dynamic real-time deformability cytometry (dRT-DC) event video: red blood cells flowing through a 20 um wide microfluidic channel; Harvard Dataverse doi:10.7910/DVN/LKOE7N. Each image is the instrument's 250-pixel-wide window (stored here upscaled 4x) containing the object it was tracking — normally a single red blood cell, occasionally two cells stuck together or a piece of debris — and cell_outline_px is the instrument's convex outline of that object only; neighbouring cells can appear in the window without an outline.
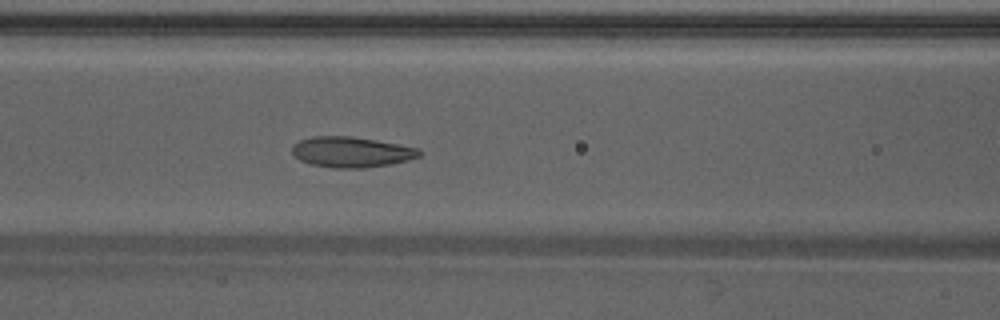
{"species": "Egyptian fruit bat (a non-hibernating species)", "species_latin": "Rousettus aegyptiacus", "temperature_condition": "warm", "stored_images_in_passage": 36, "camera_frame_rate_fps": 3000, "um_per_image_px": 0.085, "animal": {"sex": "male"}, "frame": {"image": 1, "passage_image": 7, "time_ms": 2.0, "image_size_px": [1000, 320], "cell_outline_px": [[424, 152], [420, 156], [408, 160], [392, 164], [364, 168], [332, 168], [308, 164], [300, 160], [292, 152], [292, 144], [300, 140], [312, 136], [352, 136], [376, 140], [420, 148]], "centroid_in_image_um": [29.88, 12.92], "position_along_channel_um": 136.7, "area_um2": 22.95}}
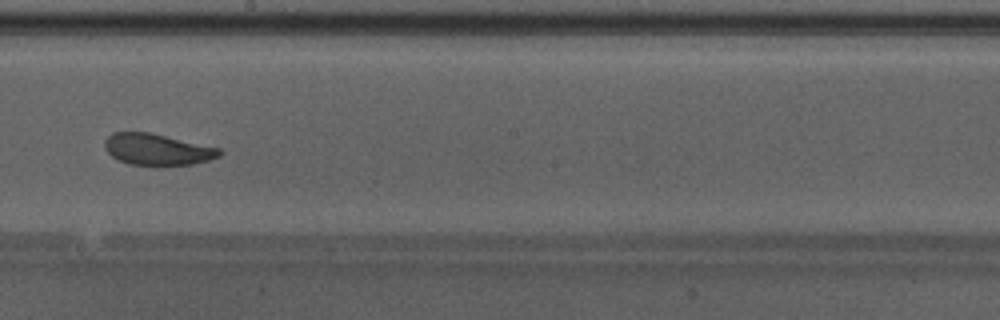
{"frame": {"image": 2, "passage_image": 14, "time_ms": 4.333, "image_size_px": [1000, 320], "cell_outline_px": [[224, 152], [220, 156], [208, 160], [192, 164], [156, 168], [128, 164], [116, 160], [108, 152], [104, 144], [104, 140], [112, 132], [148, 132], [220, 148]], "centroid_in_image_um": [13.36, 12.75], "position_along_channel_um": 234.8, "area_um2": 21.62}}
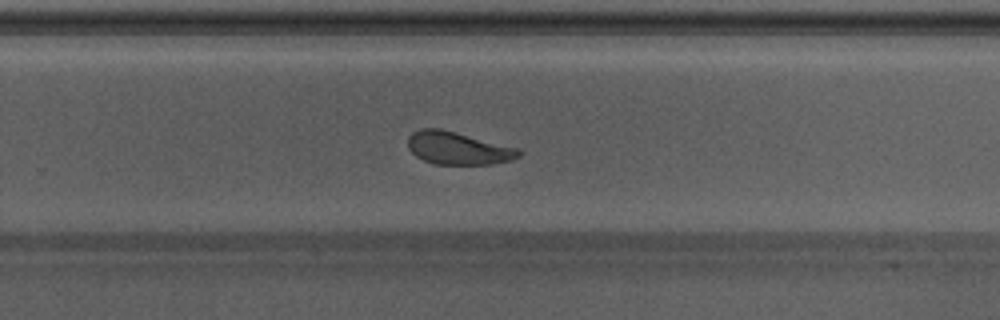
{"frame": {"image": 3, "passage_image": 18, "time_ms": 5.667, "image_size_px": [1000, 320], "cell_outline_px": [[524, 152], [520, 156], [512, 160], [492, 164], [436, 164], [424, 160], [416, 156], [408, 148], [408, 136], [412, 132], [420, 128], [440, 128], [456, 132], [516, 148]], "centroid_in_image_um": [38.91, 12.59], "position_along_channel_um": 290.9, "area_um2": 21.04}, "authors_computed_cell_mechanics": {"area_um2": 22.4553, "velocity_mm_per_s": 4.2142, "shape_relaxation_time_tau1_ms": 2.1185, "shape_relaxation_time_tau2_ms": 3.2422, "deformation_change_tau1": 0.0914, "deformation_change_tau2": 0.1086}}